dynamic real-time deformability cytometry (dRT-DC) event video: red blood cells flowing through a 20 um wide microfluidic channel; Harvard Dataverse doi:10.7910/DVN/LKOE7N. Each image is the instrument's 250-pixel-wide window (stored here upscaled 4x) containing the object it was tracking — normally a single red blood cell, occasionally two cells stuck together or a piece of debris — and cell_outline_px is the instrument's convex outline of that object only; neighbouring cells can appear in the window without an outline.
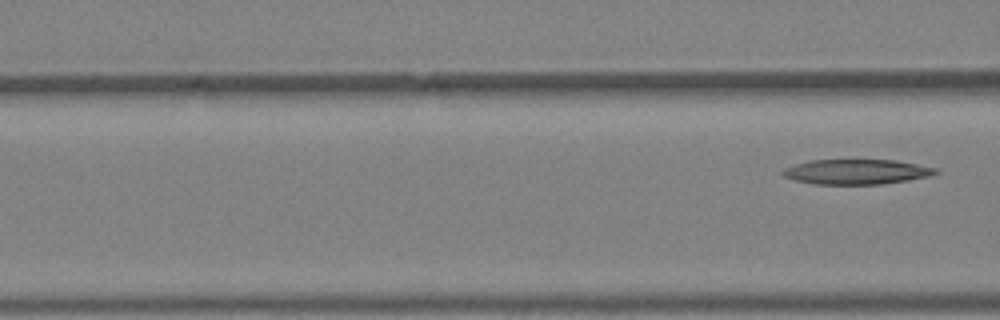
{"species": "Egyptian fruit bat (a non-hibernating species)", "species_latin": "Rousettus aegyptiacus", "temperature_condition": "warm", "stored_images_in_passage": 3, "camera_frame_rate_fps": 3000, "um_per_image_px": 0.085, "animal": {"sex": "female"}, "frame": {"image": 1, "passage_image": 3, "time_ms": 0.667, "image_size_px": [1000, 320], "cell_outline_px": [[940, 172], [932, 176], [884, 184], [812, 184], [796, 180], [784, 176], [780, 172], [784, 168], [808, 160], [896, 160], [936, 168]], "centroid_in_image_um": [72.82, 14.6], "position_along_channel_um": 93.8, "area_um2": 22.31}}